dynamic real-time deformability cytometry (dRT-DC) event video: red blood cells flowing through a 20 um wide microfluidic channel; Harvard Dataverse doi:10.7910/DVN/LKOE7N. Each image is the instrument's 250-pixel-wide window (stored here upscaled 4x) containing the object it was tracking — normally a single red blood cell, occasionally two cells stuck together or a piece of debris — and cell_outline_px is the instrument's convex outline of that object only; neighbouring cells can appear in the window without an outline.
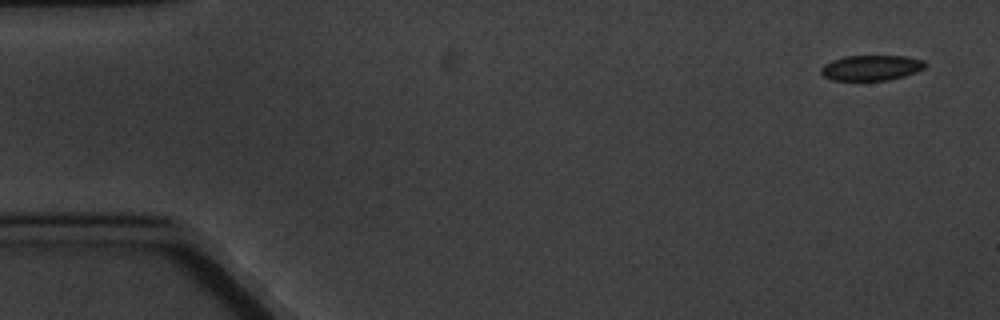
{"species": "common noctule bat (a hibernating species)", "species_latin": "Nyctalus noctula", "temperature_condition": "cold", "stored_images_in_passage": 6, "camera_frame_rate_fps": 3000, "um_per_image_px": 0.085, "animal": {"sex": "male", "body_mass_g": 20.1, "forearm_length_mm": 53.5}, "frame": {"image": 1, "passage_image": 1, "time_ms": 0.0, "image_size_px": [1000, 320], "cell_outline_px": [[928, 64], [924, 68], [916, 72], [904, 76], [888, 80], [832, 80], [824, 76], [820, 72], [820, 68], [824, 64], [832, 60], [844, 56], [904, 56], [924, 60]], "centroid_in_image_um": [74.06, 5.76], "position_along_channel_um": 10.9, "area_um2": 15.43}}